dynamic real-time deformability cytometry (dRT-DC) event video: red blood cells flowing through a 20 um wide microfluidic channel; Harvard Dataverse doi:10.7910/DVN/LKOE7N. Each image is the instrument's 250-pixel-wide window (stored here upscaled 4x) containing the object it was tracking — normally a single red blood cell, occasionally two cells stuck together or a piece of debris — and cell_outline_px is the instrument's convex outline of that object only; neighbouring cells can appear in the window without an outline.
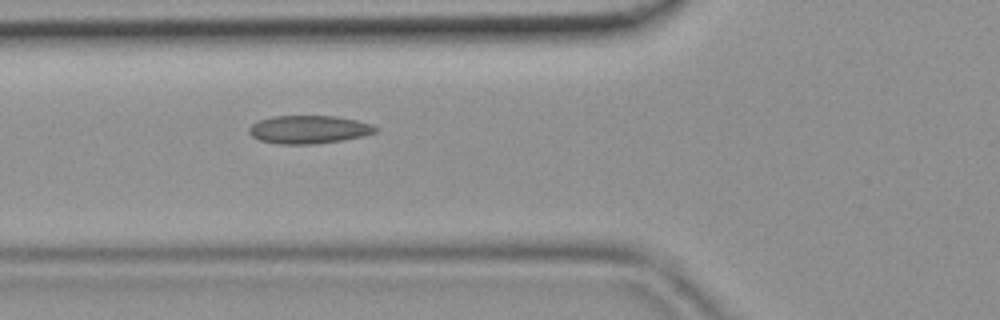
{"species": "common noctule bat (a hibernating species)", "species_latin": "Nyctalus noctula", "temperature_condition": "room temperature", "stored_images_in_passage": 45, "camera_frame_rate_fps": 3000, "um_per_image_px": 0.085, "animal": {"sex": "female", "body_mass_g": 19.9}, "frame": {"image": 1, "passage_image": 17, "time_ms": 5.333, "image_size_px": [1000, 320], "cell_outline_px": [[380, 128], [376, 132], [364, 136], [340, 140], [312, 144], [276, 144], [260, 140], [252, 136], [248, 132], [248, 128], [252, 124], [260, 120], [272, 116], [336, 116], [356, 120], [372, 124]], "centroid_in_image_um": [26.25, 11.0], "position_along_channel_um": 99.5, "area_um2": 20.75}}
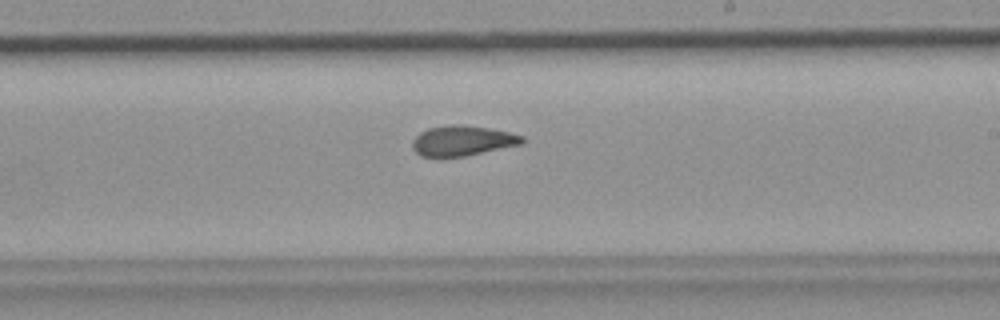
{"frame": {"image": 2, "passage_image": 27, "time_ms": 8.667, "image_size_px": [1000, 320], "cell_outline_px": [[524, 140], [520, 144], [464, 156], [420, 156], [412, 148], [412, 140], [420, 132], [428, 128], [452, 124], [464, 124], [488, 128], [508, 132], [524, 136]], "centroid_in_image_um": [39.27, 11.94], "position_along_channel_um": 249.7, "area_um2": 19.07}}
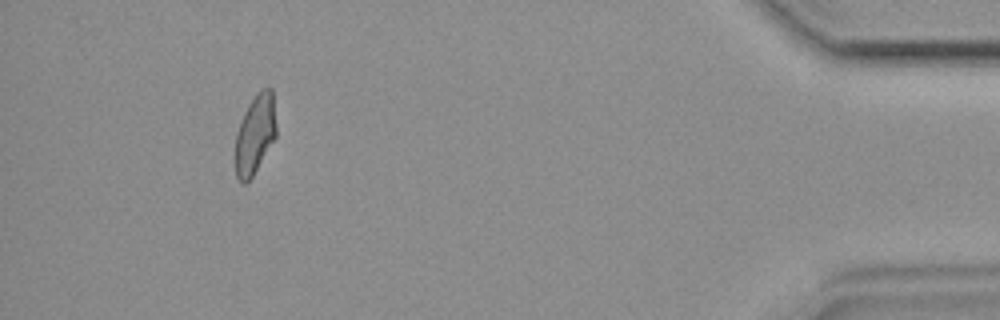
{"frame": {"image": 3, "passage_image": 42, "time_ms": 13.667, "image_size_px": [1000, 320], "cell_outline_px": [[276, 136], [252, 176], [244, 184], [236, 176], [236, 132], [240, 120], [248, 104], [256, 92], [260, 88], [268, 84], [272, 88], [276, 124]], "centroid_in_image_um": [21.69, 11.31], "position_along_channel_um": 413.5, "area_um2": 18.96}}